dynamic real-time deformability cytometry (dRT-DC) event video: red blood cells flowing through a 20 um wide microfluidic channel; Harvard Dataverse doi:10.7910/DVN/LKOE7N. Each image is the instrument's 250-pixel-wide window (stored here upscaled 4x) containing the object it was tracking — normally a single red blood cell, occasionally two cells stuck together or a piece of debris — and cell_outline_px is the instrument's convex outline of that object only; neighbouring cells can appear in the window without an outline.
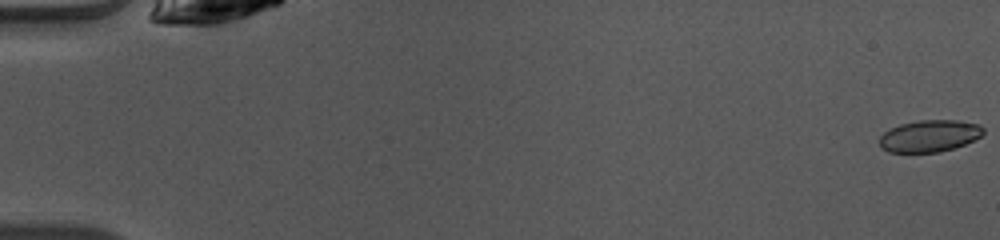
{"species": "common noctule bat (a hibernating species)", "species_latin": "Nyctalus noctula", "temperature_condition": "warm", "stored_images_in_passage": 50, "camera_frame_rate_fps": 3000, "um_per_image_px": 0.085, "animal": {"sex": "female", "body_mass_g": 10.0, "forearm_length_mm": 53.1}, "frame": {"image": 1, "passage_image": 1, "time_ms": 0.0, "image_size_px": [1000, 240], "cell_outline_px": [[984, 132], [980, 136], [964, 144], [940, 152], [888, 152], [880, 144], [880, 136], [884, 132], [900, 124], [920, 120], [956, 120], [980, 124], [984, 128]], "centroid_in_image_um": [79.02, 11.54], "position_along_channel_um": 6.0, "area_um2": 19.07}}
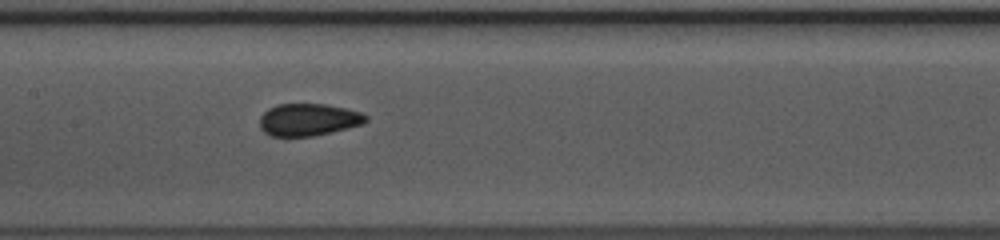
{"frame": {"image": 2, "passage_image": 25, "time_ms": 8.0, "image_size_px": [1000, 240], "cell_outline_px": [[368, 120], [364, 124], [312, 136], [272, 136], [264, 132], [260, 128], [260, 116], [268, 108], [280, 104], [324, 104], [344, 108], [360, 112], [368, 116]], "centroid_in_image_um": [26.21, 10.17], "position_along_channel_um": 181.2, "area_um2": 19.83}}
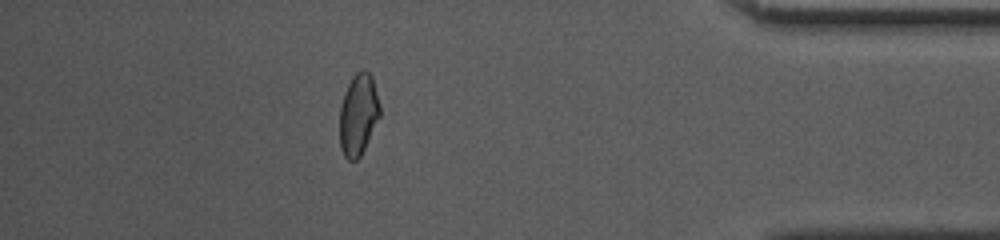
{"frame": {"image": 3, "passage_image": 44, "time_ms": 14.333, "image_size_px": [1000, 240], "cell_outline_px": [[380, 116], [360, 156], [356, 160], [348, 160], [344, 156], [340, 148], [340, 108], [344, 92], [352, 76], [356, 72], [364, 68], [372, 76], [380, 108]], "centroid_in_image_um": [30.44, 9.72], "position_along_channel_um": 404.8, "area_um2": 19.02}, "authors_computed_cell_mechanics": {"area_um2": 19.8543, "velocity_mm_per_s": 4.0996, "shape_relaxation_time_tau1_ms": 7.3817, "shape_relaxation_time_tau2_ms": 1.1775, "deformation_change_tau1": 0.1393, "deformation_change_tau2": 0.0495}}